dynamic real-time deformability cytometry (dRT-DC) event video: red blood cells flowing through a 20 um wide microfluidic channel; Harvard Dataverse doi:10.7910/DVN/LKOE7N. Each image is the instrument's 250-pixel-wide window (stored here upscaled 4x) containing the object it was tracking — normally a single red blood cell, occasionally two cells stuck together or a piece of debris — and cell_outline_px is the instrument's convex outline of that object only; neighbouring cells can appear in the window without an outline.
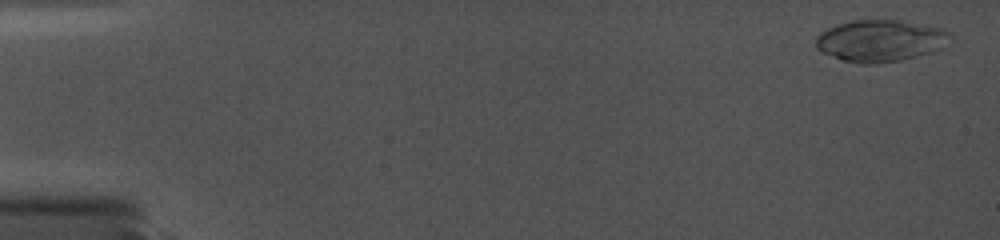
{"species": "common noctule bat (a hibernating species)", "species_latin": "Nyctalus noctula", "temperature_condition": "cold", "stored_images_in_passage": 27, "camera_frame_rate_fps": 5000, "um_per_image_px": 0.085, "animal": {"sex": "female", "body_mass_g": 19.0, "forearm_length_mm": 56.7}, "frame": {"image": 1, "passage_image": 2, "time_ms": 0.4, "image_size_px": [1000, 240], "cell_outline_px": [[952, 36], [940, 48], [916, 56], [900, 60], [876, 64], [860, 64], [844, 60], [820, 52], [816, 48], [816, 36], [820, 32], [828, 28], [840, 24], [860, 20], [892, 20], [948, 28], [952, 32]], "centroid_in_image_um": [74.83, 3.46], "position_along_channel_um": 10.2, "area_um2": 32.48}}
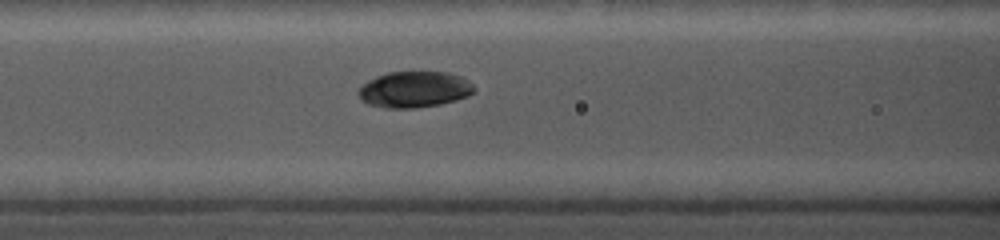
{"frame": {"image": 2, "passage_image": 20, "time_ms": 7.8, "image_size_px": [1000, 240], "cell_outline_px": [[476, 88], [468, 96], [456, 100], [440, 104], [416, 108], [388, 108], [368, 104], [360, 96], [360, 88], [368, 80], [376, 76], [388, 72], [448, 72], [460, 76], [468, 80]], "centroid_in_image_um": [35.26, 7.6], "position_along_channel_um": 131.3, "area_um2": 24.16}}
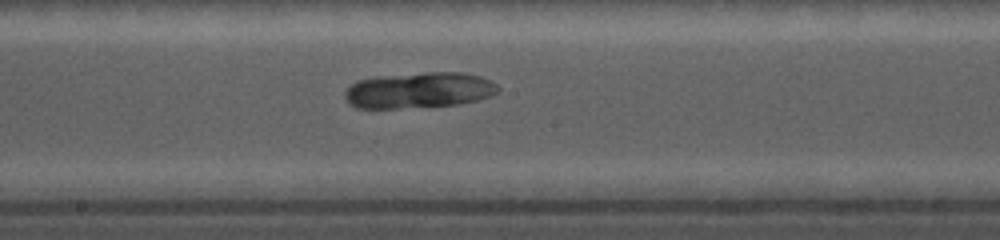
{"frame": {"image": 3, "passage_image": 25, "time_ms": 10.0, "image_size_px": [1000, 240], "cell_outline_px": [[500, 92], [476, 100], [460, 104], [400, 108], [356, 108], [348, 104], [344, 100], [344, 92], [356, 80], [376, 76], [428, 72], [464, 72], [480, 76], [496, 84], [500, 88]], "centroid_in_image_um": [35.57, 7.66], "position_along_channel_um": 212.6, "area_um2": 32.25}}